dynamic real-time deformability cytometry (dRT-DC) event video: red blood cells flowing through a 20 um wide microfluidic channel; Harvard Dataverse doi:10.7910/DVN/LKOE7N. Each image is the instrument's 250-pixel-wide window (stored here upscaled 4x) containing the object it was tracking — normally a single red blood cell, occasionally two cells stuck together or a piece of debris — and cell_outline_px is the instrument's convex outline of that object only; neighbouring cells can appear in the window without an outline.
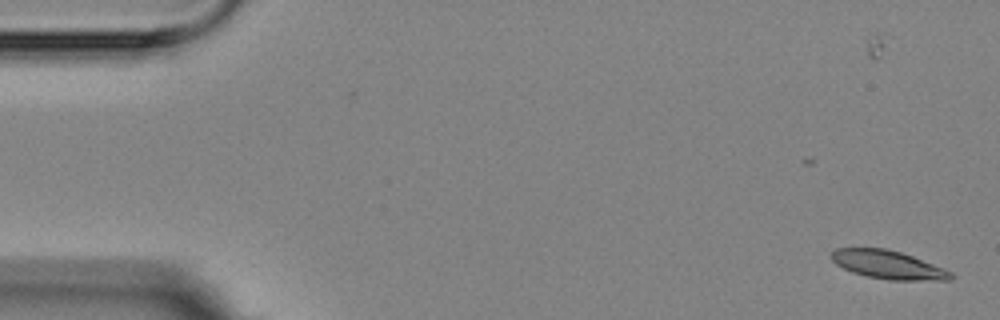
{"species": "Egyptian fruit bat (a non-hibernating species)", "species_latin": "Rousettus aegyptiacus", "temperature_condition": "room temperature", "stored_images_in_passage": 2, "camera_frame_rate_fps": 3000, "um_per_image_px": 0.085, "animal": {"sex": "female"}, "frame": {"image": 1, "passage_image": 2, "time_ms": 1.0, "image_size_px": [1000, 320], "cell_outline_px": [[956, 276], [952, 280], [888, 280], [864, 276], [852, 272], [836, 264], [828, 256], [836, 248], [888, 248], [912, 256], [952, 272]], "centroid_in_image_um": [75.47, 22.51], "position_along_channel_um": 9.5, "area_um2": 19.83}}